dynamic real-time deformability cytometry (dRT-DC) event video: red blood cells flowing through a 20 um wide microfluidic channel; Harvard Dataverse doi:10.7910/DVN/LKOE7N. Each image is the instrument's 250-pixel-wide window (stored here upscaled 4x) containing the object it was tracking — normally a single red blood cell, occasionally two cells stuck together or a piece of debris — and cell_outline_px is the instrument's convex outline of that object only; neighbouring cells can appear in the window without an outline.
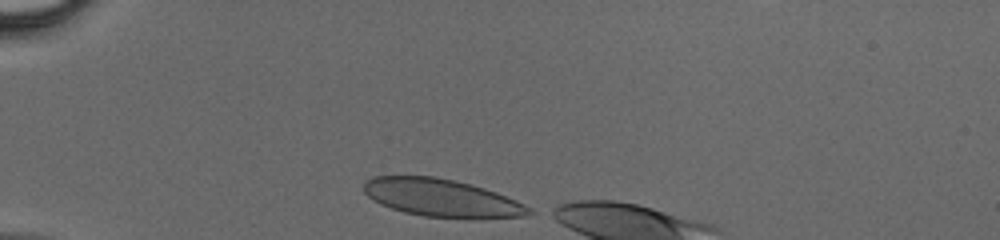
{"species": "human", "species_latin": "Homo sapiens", "temperature_condition": "cold", "stored_images_in_passage": 7, "camera_frame_rate_fps": 3000, "um_per_image_px": 0.085, "donor": {"sex": "male"}, "frame": {"image": 1, "passage_image": 1, "time_ms": 0.0, "image_size_px": [1000, 240], "cell_outline_px": [[532, 212], [524, 216], [472, 220], [424, 216], [404, 212], [380, 204], [372, 200], [364, 192], [364, 180], [372, 176], [436, 176], [484, 188], [496, 192], [516, 200], [524, 204]], "centroid_in_image_um": [37.52, 16.84], "position_along_channel_um": 47.5, "area_um2": 36.59}}